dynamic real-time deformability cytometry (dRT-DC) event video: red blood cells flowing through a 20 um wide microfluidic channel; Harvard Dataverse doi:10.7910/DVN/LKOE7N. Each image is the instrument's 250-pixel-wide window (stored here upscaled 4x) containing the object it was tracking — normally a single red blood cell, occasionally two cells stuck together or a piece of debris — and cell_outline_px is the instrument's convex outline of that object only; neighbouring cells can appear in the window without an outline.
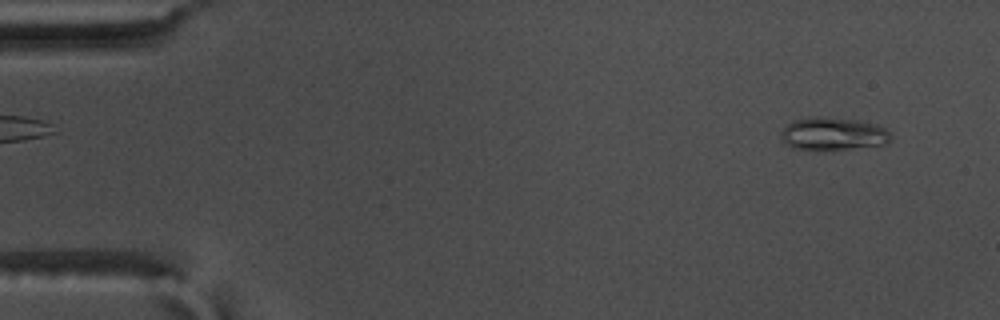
{"species": "common noctule bat (a hibernating species)", "species_latin": "Nyctalus noctula", "temperature_condition": "warm", "stored_images_in_passage": 56, "camera_frame_rate_fps": 3000, "um_per_image_px": 0.085, "animal": {"sex": "male", "body_mass_g": 17.5, "forearm_length_mm": 52.3}, "frame": {"image": 1, "passage_image": 4, "time_ms": 1.0, "image_size_px": [1000, 320], "cell_outline_px": [[892, 140], [888, 144], [816, 152], [792, 148], [780, 136], [780, 132], [792, 120], [812, 116], [820, 116], [860, 120], [876, 124], [884, 128], [892, 136]], "centroid_in_image_um": [70.81, 11.39], "position_along_channel_um": 14.2, "area_um2": 21.62}}
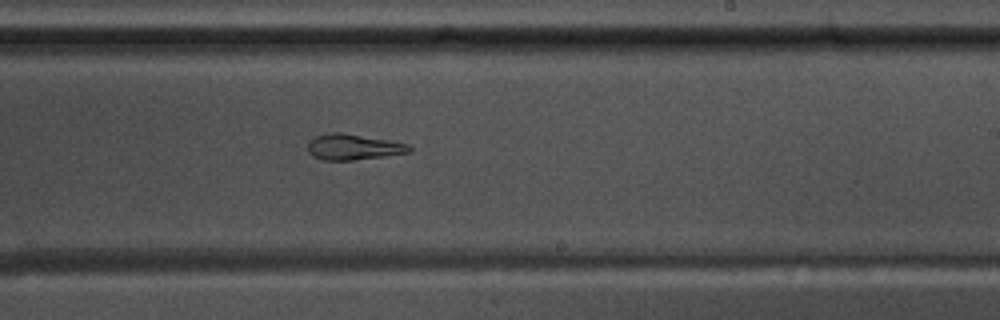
{"frame": {"image": 2, "passage_image": 34, "time_ms": 11.0, "image_size_px": [1000, 320], "cell_outline_px": [[412, 152], [352, 160], [320, 160], [312, 156], [308, 152], [308, 140], [316, 136], [332, 132], [340, 132], [388, 140], [408, 144], [412, 148]], "centroid_in_image_um": [29.99, 12.49], "position_along_channel_um": 259.0, "area_um2": 15.2}}
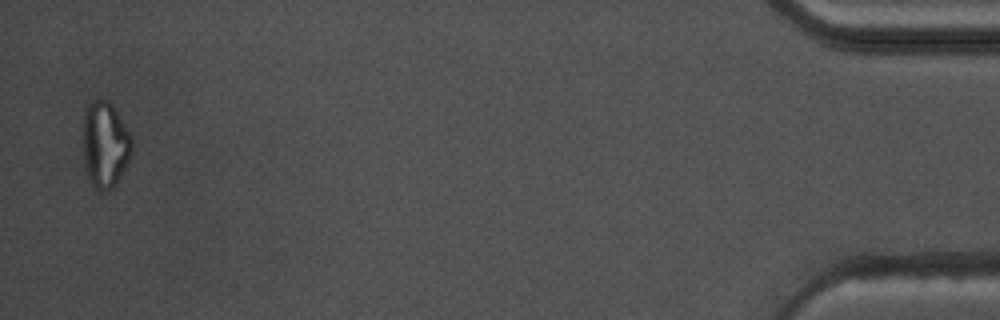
{"frame": {"image": 3, "passage_image": 55, "time_ms": 18.0, "image_size_px": [1000, 320], "cell_outline_px": [[132, 156], [116, 184], [112, 188], [100, 192], [92, 184], [88, 176], [84, 160], [80, 136], [84, 108], [92, 100], [108, 100], [112, 104], [132, 136]], "centroid_in_image_um": [8.9, 12.26], "position_along_channel_um": 426.3, "area_um2": 25.32}, "authors_computed_cell_mechanics": {"area_um2": 17.918, "velocity_mm_per_s": 3.6469, "shape_relaxation_time_tau1_ms": null, "shape_relaxation_time_tau2_ms": 3.155, "deformation_change_tau1": null, "deformation_change_tau2": 0.1244}}